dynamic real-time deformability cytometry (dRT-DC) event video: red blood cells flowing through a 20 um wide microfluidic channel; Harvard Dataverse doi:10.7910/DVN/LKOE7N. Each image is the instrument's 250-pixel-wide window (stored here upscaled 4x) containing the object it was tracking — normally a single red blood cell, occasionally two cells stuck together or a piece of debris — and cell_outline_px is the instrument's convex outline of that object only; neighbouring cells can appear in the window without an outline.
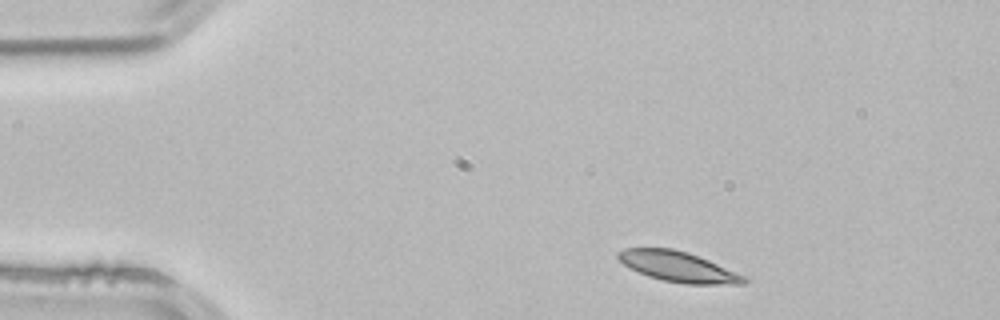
{"species": "common noctule bat (a hibernating species)", "species_latin": "Nyctalus noctula", "temperature_condition": "room temperature", "stored_images_in_passage": 2, "camera_frame_rate_fps": 3000, "um_per_image_px": 0.085, "animal": {"sex": "male", "body_mass_g": 21.5, "forearm_length_mm": 52.0}, "frame": {"image": 1, "passage_image": 1, "time_ms": 0.0, "image_size_px": [1000, 320], "cell_outline_px": [[748, 280], [744, 284], [684, 284], [664, 280], [648, 276], [628, 268], [616, 256], [616, 252], [624, 248], [672, 248], [688, 252], [708, 260], [744, 276]], "centroid_in_image_um": [57.59, 22.66], "position_along_channel_um": 27.4, "area_um2": 22.08}}